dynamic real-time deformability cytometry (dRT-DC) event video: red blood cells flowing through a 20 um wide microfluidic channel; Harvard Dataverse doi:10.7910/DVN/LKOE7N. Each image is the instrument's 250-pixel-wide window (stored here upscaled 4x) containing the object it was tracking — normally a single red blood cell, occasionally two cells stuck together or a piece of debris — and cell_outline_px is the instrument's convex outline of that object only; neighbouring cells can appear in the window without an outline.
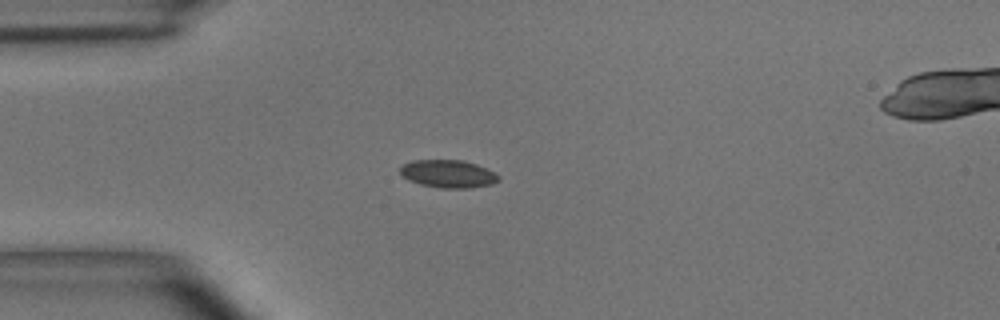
{"species": "common noctule bat (a hibernating species)", "species_latin": "Nyctalus noctula", "temperature_condition": "room temperature", "stored_images_in_passage": 37, "camera_frame_rate_fps": 3000, "um_per_image_px": 0.085, "animal": {"sex": "male", "body_mass_g": 15.6}, "frame": {"image": 1, "passage_image": 1, "time_ms": 0.0, "image_size_px": [1000, 320], "cell_outline_px": [[500, 180], [492, 184], [472, 188], [440, 188], [420, 184], [408, 180], [400, 172], [400, 168], [404, 164], [412, 160], [460, 160], [476, 164], [496, 172], [500, 176]], "centroid_in_image_um": [38.13, 14.78], "position_along_channel_um": 46.9, "area_um2": 16.01}}
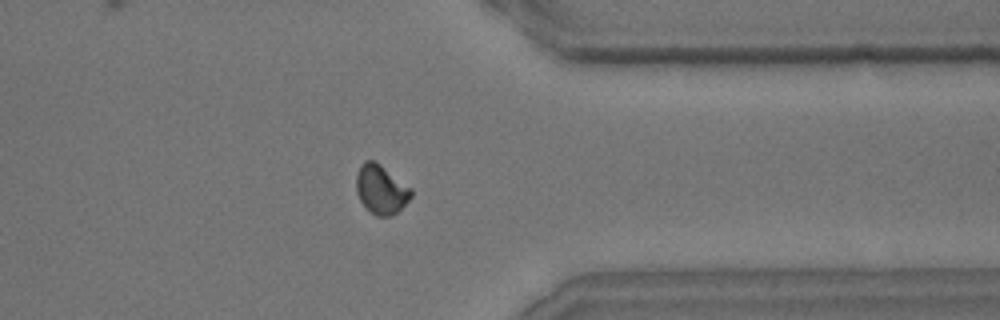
{"frame": {"image": 2, "passage_image": 27, "time_ms": 8.667, "image_size_px": [1000, 320], "cell_outline_px": [[412, 196], [392, 216], [376, 216], [364, 208], [356, 192], [356, 176], [360, 164], [364, 160], [376, 160], [412, 188]], "centroid_in_image_um": [32.36, 16.08], "position_along_channel_um": 379.0, "area_um2": 15.95}}
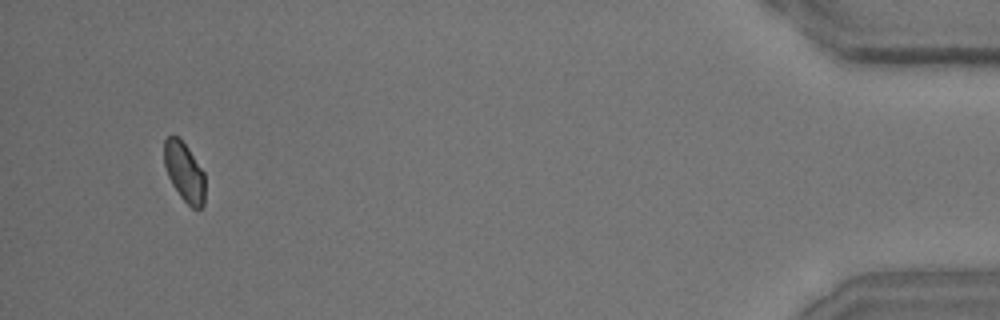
{"frame": {"image": 3, "passage_image": 35, "time_ms": 11.333, "image_size_px": [1000, 320], "cell_outline_px": [[204, 204], [200, 208], [192, 208], [180, 196], [172, 184], [168, 176], [164, 164], [164, 140], [168, 136], [176, 136], [188, 148], [204, 172]], "centroid_in_image_um": [15.66, 14.62], "position_along_channel_um": 419.5, "area_um2": 13.93}, "authors_computed_cell_mechanics": {"area_um2": 15.4904, "velocity_mm_per_s": 4.0636, "shape_relaxation_time_tau1_ms": 5.135, "shape_relaxation_time_tau2_ms": 2.0725, "deformation_change_tau1": 0.0957, "deformation_change_tau2": 0.0595}}